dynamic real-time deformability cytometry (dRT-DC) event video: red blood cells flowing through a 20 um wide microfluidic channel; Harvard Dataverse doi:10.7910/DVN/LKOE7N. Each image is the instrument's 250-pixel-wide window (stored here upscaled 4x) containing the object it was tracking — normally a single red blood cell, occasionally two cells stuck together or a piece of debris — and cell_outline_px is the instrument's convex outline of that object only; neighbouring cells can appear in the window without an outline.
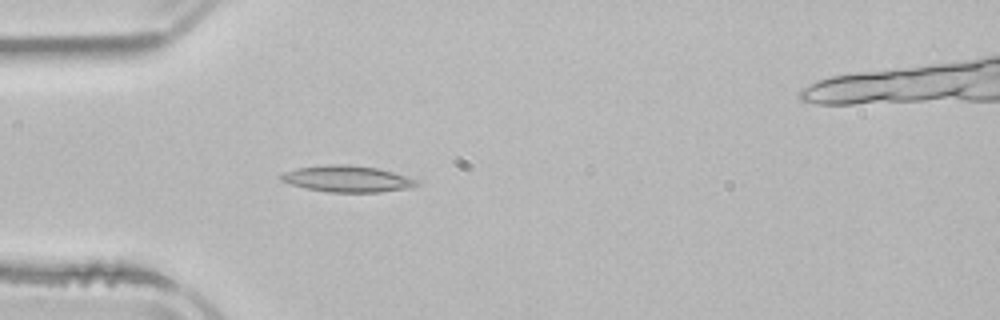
{"species": "common noctule bat (a hibernating species)", "species_latin": "Nyctalus noctula", "temperature_condition": "room temperature", "stored_images_in_passage": 4, "camera_frame_rate_fps": 3000, "um_per_image_px": 0.085, "animal": {"sex": "male", "body_mass_g": 21.5, "forearm_length_mm": 52.0}, "frame": {"image": 1, "passage_image": 3, "time_ms": 2.667, "image_size_px": [1000, 320], "cell_outline_px": [[420, 184], [408, 188], [380, 192], [328, 192], [304, 188], [280, 180], [280, 176], [284, 172], [296, 168], [328, 164], [348, 164], [376, 168], [408, 176], [420, 180]], "centroid_in_image_um": [29.53, 15.2], "position_along_channel_um": 55.5, "area_um2": 20.92}}